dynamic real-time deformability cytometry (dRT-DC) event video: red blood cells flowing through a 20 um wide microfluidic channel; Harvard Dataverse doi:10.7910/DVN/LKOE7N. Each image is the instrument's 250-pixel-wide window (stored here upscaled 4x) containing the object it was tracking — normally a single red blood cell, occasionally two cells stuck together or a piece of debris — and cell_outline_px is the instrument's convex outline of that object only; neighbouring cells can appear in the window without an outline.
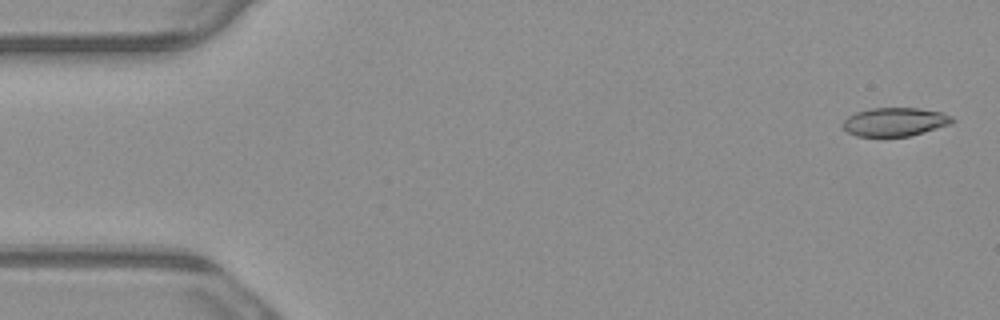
{"species": "common noctule bat (a hibernating species)", "species_latin": "Nyctalus noctula", "temperature_condition": "warm", "stored_images_in_passage": 5, "camera_frame_rate_fps": 3000, "um_per_image_px": 0.085, "animal": {"sex": "male", "body_mass_g": 23.1, "forearm_length_mm": 52.7}, "frame": {"image": 1, "passage_image": 1, "time_ms": 0.0, "image_size_px": [1000, 320], "cell_outline_px": [[956, 120], [948, 124], [936, 128], [908, 136], [856, 136], [848, 132], [844, 128], [844, 120], [848, 116], [856, 112], [868, 108], [916, 108], [940, 112], [952, 116]], "centroid_in_image_um": [76.04, 10.35], "position_along_channel_um": 9.0, "area_um2": 17.92}}
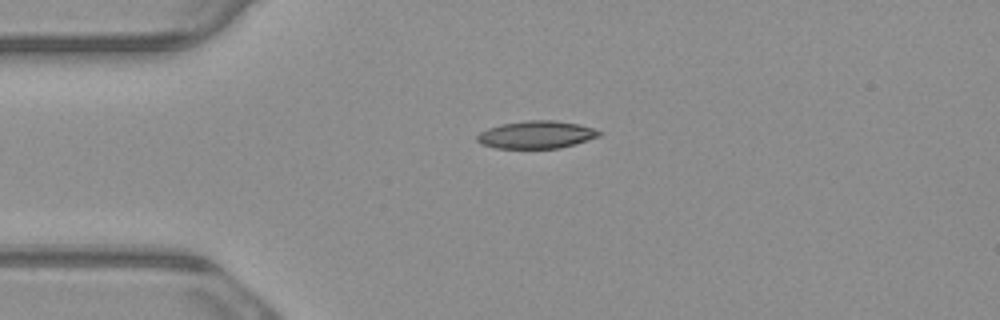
{"frame": {"image": 2, "passage_image": 4, "time_ms": 1.0, "image_size_px": [1000, 320], "cell_outline_px": [[604, 132], [600, 136], [576, 144], [560, 148], [496, 148], [480, 144], [476, 140], [476, 136], [480, 132], [488, 128], [500, 124], [528, 120], [556, 120], [580, 124]], "centroid_in_image_um": [45.6, 11.44], "position_along_channel_um": 39.4, "area_um2": 19.83}}